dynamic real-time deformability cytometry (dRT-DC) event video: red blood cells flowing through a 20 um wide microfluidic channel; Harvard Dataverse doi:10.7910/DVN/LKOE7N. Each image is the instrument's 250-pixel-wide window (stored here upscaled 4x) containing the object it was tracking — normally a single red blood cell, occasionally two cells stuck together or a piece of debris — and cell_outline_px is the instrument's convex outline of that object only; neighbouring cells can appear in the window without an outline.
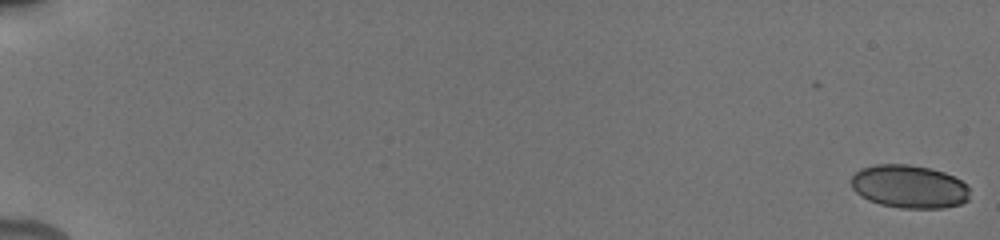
{"species": "human", "species_latin": "Homo sapiens", "temperature_condition": "cold", "stored_images_in_passage": 33, "camera_frame_rate_fps": 3000, "um_per_image_px": 0.085, "donor": {"sex": "male"}, "frame": {"image": 1, "passage_image": 1, "time_ms": 0.0, "image_size_px": [1000, 240], "cell_outline_px": [[968, 200], [960, 204], [944, 208], [900, 208], [880, 204], [868, 200], [856, 192], [852, 188], [852, 176], [860, 168], [876, 164], [908, 164], [928, 168], [944, 172], [960, 180], [968, 188]], "centroid_in_image_um": [77.26, 15.86], "position_along_channel_um": 7.7, "area_um2": 29.71}}
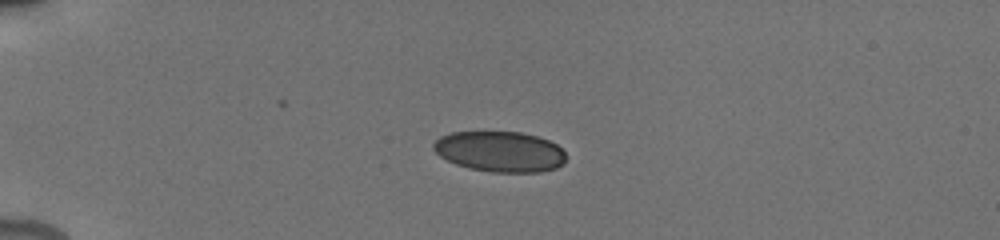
{"frame": {"image": 2, "passage_image": 22, "time_ms": 5.0, "image_size_px": [1000, 240], "cell_outline_px": [[564, 164], [556, 168], [540, 172], [492, 172], [468, 168], [456, 164], [440, 156], [432, 148], [432, 144], [440, 136], [452, 132], [520, 132], [536, 136], [548, 140], [556, 144], [564, 152]], "centroid_in_image_um": [42.48, 12.89], "position_along_channel_um": 42.5, "area_um2": 31.27}}
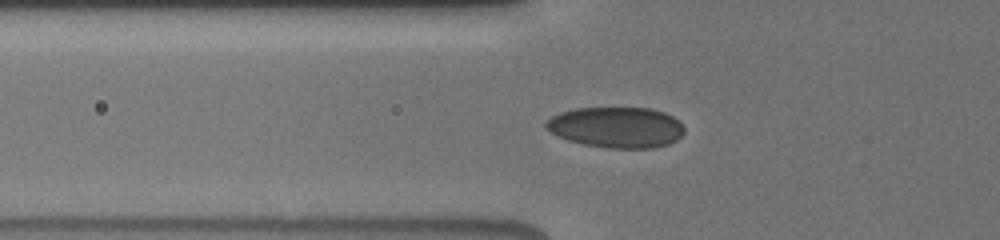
{"frame": {"image": 3, "passage_image": 31, "time_ms": 7.0, "image_size_px": [1000, 240], "cell_outline_px": [[684, 132], [676, 140], [668, 144], [652, 148], [608, 148], [584, 144], [568, 140], [552, 132], [544, 124], [552, 116], [560, 112], [576, 108], [648, 108], [664, 112], [680, 120], [684, 128]], "centroid_in_image_um": [52.43, 10.82], "position_along_channel_um": 73.4, "area_um2": 32.71}}